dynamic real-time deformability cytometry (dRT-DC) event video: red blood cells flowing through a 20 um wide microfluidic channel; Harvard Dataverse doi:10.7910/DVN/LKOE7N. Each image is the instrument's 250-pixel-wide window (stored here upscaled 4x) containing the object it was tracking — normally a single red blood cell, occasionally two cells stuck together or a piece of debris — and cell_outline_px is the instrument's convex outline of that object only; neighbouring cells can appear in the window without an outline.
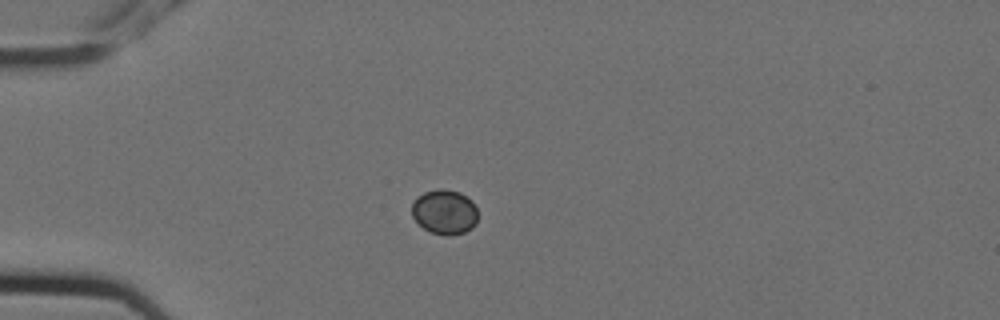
{"species": "Egyptian fruit bat (a non-hibernating species)", "species_latin": "Rousettus aegyptiacus", "temperature_condition": "cold", "stored_images_in_passage": 12, "camera_frame_rate_fps": 3000, "um_per_image_px": 0.085, "animal": {"sex": "female"}, "frame": {"image": 1, "passage_image": 1, "time_ms": 0.0, "image_size_px": [1000, 320], "cell_outline_px": [[476, 224], [472, 228], [464, 232], [448, 236], [432, 232], [424, 228], [412, 216], [412, 204], [416, 196], [424, 192], [440, 188], [460, 192], [472, 200], [476, 208]], "centroid_in_image_um": [37.78, 18.0], "position_along_channel_um": 47.2, "area_um2": 17.17}}
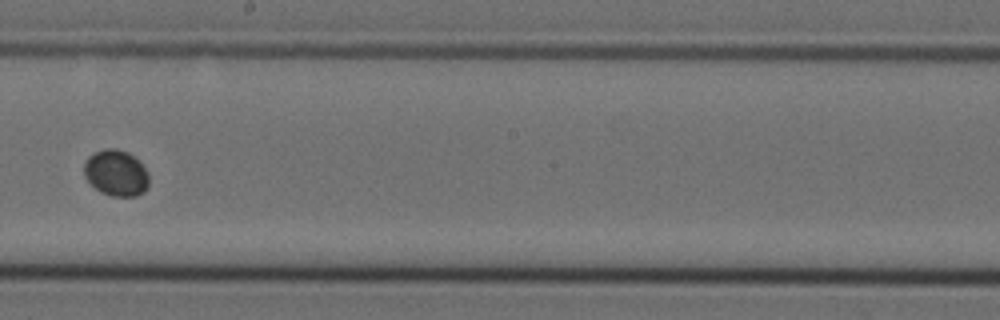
{"frame": {"image": 2, "passage_image": 6, "time_ms": 1.667, "image_size_px": [1000, 320], "cell_outline_px": [[148, 188], [144, 192], [136, 196], [112, 196], [100, 192], [84, 176], [84, 164], [88, 156], [104, 148], [116, 148], [128, 152], [148, 172]], "centroid_in_image_um": [9.86, 14.71], "position_along_channel_um": 238.3, "area_um2": 17.34}}
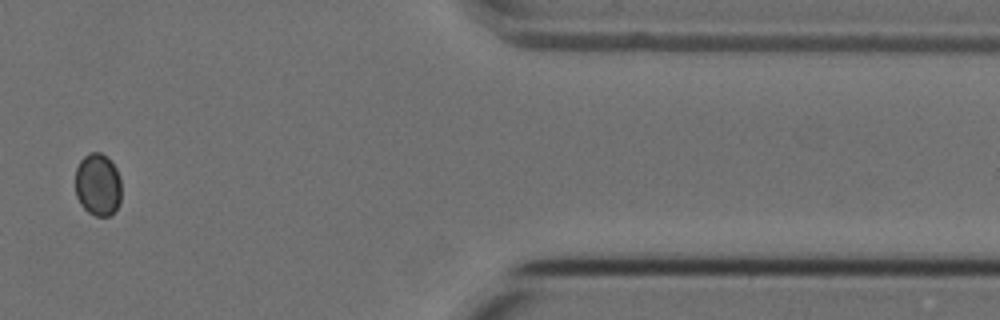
{"frame": {"image": 3, "passage_image": 10, "time_ms": 3.0, "image_size_px": [1000, 320], "cell_outline_px": [[120, 204], [112, 216], [96, 216], [88, 212], [80, 204], [76, 196], [76, 168], [80, 160], [84, 156], [92, 152], [100, 152], [116, 168], [120, 176]], "centroid_in_image_um": [8.32, 15.73], "position_along_channel_um": 403.1, "area_um2": 16.82}}